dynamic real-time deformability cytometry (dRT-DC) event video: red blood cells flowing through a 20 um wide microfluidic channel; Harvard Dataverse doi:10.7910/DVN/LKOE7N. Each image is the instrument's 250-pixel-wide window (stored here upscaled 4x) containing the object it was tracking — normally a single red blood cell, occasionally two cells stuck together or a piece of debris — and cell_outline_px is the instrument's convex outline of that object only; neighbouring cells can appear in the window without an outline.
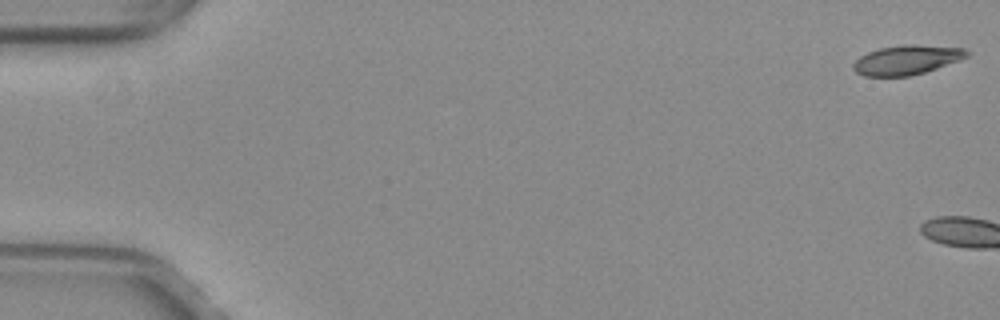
{"species": "common noctule bat (a hibernating species)", "species_latin": "Nyctalus noctula", "temperature_condition": "warm", "stored_images_in_passage": 3, "camera_frame_rate_fps": 3000, "um_per_image_px": 0.085, "animal": {"sex": "female", "body_mass_g": 29.2, "forearm_length_mm": 56.3}, "frame": {"image": 1, "passage_image": 1, "time_ms": 0.0, "image_size_px": [1000, 320], "cell_outline_px": [[968, 56], [936, 68], [924, 72], [908, 76], [864, 76], [856, 72], [852, 68], [852, 64], [860, 56], [868, 52], [880, 48], [904, 44], [912, 44], [964, 48], [968, 52]], "centroid_in_image_um": [77.02, 5.09], "position_along_channel_um": 8.0, "area_um2": 19.25}}